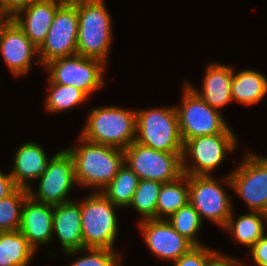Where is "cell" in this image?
Masks as SVG:
<instances>
[{
  "instance_id": "obj_1",
  "label": "cell",
  "mask_w": 267,
  "mask_h": 266,
  "mask_svg": "<svg viewBox=\"0 0 267 266\" xmlns=\"http://www.w3.org/2000/svg\"><path fill=\"white\" fill-rule=\"evenodd\" d=\"M82 145L67 149L74 161L75 180L86 187L103 190L124 164V150L88 141L79 136ZM102 188V189H101Z\"/></svg>"
},
{
  "instance_id": "obj_2",
  "label": "cell",
  "mask_w": 267,
  "mask_h": 266,
  "mask_svg": "<svg viewBox=\"0 0 267 266\" xmlns=\"http://www.w3.org/2000/svg\"><path fill=\"white\" fill-rule=\"evenodd\" d=\"M77 13V54L106 64L112 41V22L103 0H77Z\"/></svg>"
},
{
  "instance_id": "obj_3",
  "label": "cell",
  "mask_w": 267,
  "mask_h": 266,
  "mask_svg": "<svg viewBox=\"0 0 267 266\" xmlns=\"http://www.w3.org/2000/svg\"><path fill=\"white\" fill-rule=\"evenodd\" d=\"M81 133L88 141L124 150L136 139V110L112 106L95 108Z\"/></svg>"
},
{
  "instance_id": "obj_4",
  "label": "cell",
  "mask_w": 267,
  "mask_h": 266,
  "mask_svg": "<svg viewBox=\"0 0 267 266\" xmlns=\"http://www.w3.org/2000/svg\"><path fill=\"white\" fill-rule=\"evenodd\" d=\"M135 142L157 151L183 152L176 107L136 111Z\"/></svg>"
},
{
  "instance_id": "obj_5",
  "label": "cell",
  "mask_w": 267,
  "mask_h": 266,
  "mask_svg": "<svg viewBox=\"0 0 267 266\" xmlns=\"http://www.w3.org/2000/svg\"><path fill=\"white\" fill-rule=\"evenodd\" d=\"M115 207L100 191L81 201V231L85 248L113 250L118 228Z\"/></svg>"
},
{
  "instance_id": "obj_6",
  "label": "cell",
  "mask_w": 267,
  "mask_h": 266,
  "mask_svg": "<svg viewBox=\"0 0 267 266\" xmlns=\"http://www.w3.org/2000/svg\"><path fill=\"white\" fill-rule=\"evenodd\" d=\"M183 93L182 106L176 107L183 144L188 139L199 136L233 133L220 112L210 107L187 82L184 84Z\"/></svg>"
},
{
  "instance_id": "obj_7",
  "label": "cell",
  "mask_w": 267,
  "mask_h": 266,
  "mask_svg": "<svg viewBox=\"0 0 267 266\" xmlns=\"http://www.w3.org/2000/svg\"><path fill=\"white\" fill-rule=\"evenodd\" d=\"M183 152H162L137 142L124 149V163L137 174L139 180L168 183L183 175Z\"/></svg>"
},
{
  "instance_id": "obj_8",
  "label": "cell",
  "mask_w": 267,
  "mask_h": 266,
  "mask_svg": "<svg viewBox=\"0 0 267 266\" xmlns=\"http://www.w3.org/2000/svg\"><path fill=\"white\" fill-rule=\"evenodd\" d=\"M104 65L101 60L75 54L51 60L44 66L50 73V82L76 87L89 98L104 83Z\"/></svg>"
},
{
  "instance_id": "obj_9",
  "label": "cell",
  "mask_w": 267,
  "mask_h": 266,
  "mask_svg": "<svg viewBox=\"0 0 267 266\" xmlns=\"http://www.w3.org/2000/svg\"><path fill=\"white\" fill-rule=\"evenodd\" d=\"M78 23L77 0L65 1L57 9L47 36L38 48L42 65L77 54Z\"/></svg>"
},
{
  "instance_id": "obj_10",
  "label": "cell",
  "mask_w": 267,
  "mask_h": 266,
  "mask_svg": "<svg viewBox=\"0 0 267 266\" xmlns=\"http://www.w3.org/2000/svg\"><path fill=\"white\" fill-rule=\"evenodd\" d=\"M234 133L204 135L188 139L183 144L182 171L185 175H210L222 160L237 146ZM190 155V156H189ZM193 157L195 164L186 166V159Z\"/></svg>"
},
{
  "instance_id": "obj_11",
  "label": "cell",
  "mask_w": 267,
  "mask_h": 266,
  "mask_svg": "<svg viewBox=\"0 0 267 266\" xmlns=\"http://www.w3.org/2000/svg\"><path fill=\"white\" fill-rule=\"evenodd\" d=\"M37 193L30 187L28 196L36 202L56 206L72 200L67 195L75 180L74 161L67 149L57 152L48 162L47 168L38 178Z\"/></svg>"
},
{
  "instance_id": "obj_12",
  "label": "cell",
  "mask_w": 267,
  "mask_h": 266,
  "mask_svg": "<svg viewBox=\"0 0 267 266\" xmlns=\"http://www.w3.org/2000/svg\"><path fill=\"white\" fill-rule=\"evenodd\" d=\"M246 156L235 172L222 180L236 190L252 211L267 213V157L253 153Z\"/></svg>"
},
{
  "instance_id": "obj_13",
  "label": "cell",
  "mask_w": 267,
  "mask_h": 266,
  "mask_svg": "<svg viewBox=\"0 0 267 266\" xmlns=\"http://www.w3.org/2000/svg\"><path fill=\"white\" fill-rule=\"evenodd\" d=\"M211 175H188L189 203L201 221L206 217L224 227L232 214L229 197Z\"/></svg>"
},
{
  "instance_id": "obj_14",
  "label": "cell",
  "mask_w": 267,
  "mask_h": 266,
  "mask_svg": "<svg viewBox=\"0 0 267 266\" xmlns=\"http://www.w3.org/2000/svg\"><path fill=\"white\" fill-rule=\"evenodd\" d=\"M139 225L147 247L164 260L174 262L194 247L165 219H145Z\"/></svg>"
},
{
  "instance_id": "obj_15",
  "label": "cell",
  "mask_w": 267,
  "mask_h": 266,
  "mask_svg": "<svg viewBox=\"0 0 267 266\" xmlns=\"http://www.w3.org/2000/svg\"><path fill=\"white\" fill-rule=\"evenodd\" d=\"M0 52L13 75L20 76L29 71L32 57L38 49L12 20L1 36Z\"/></svg>"
},
{
  "instance_id": "obj_16",
  "label": "cell",
  "mask_w": 267,
  "mask_h": 266,
  "mask_svg": "<svg viewBox=\"0 0 267 266\" xmlns=\"http://www.w3.org/2000/svg\"><path fill=\"white\" fill-rule=\"evenodd\" d=\"M63 0H37L18 11L13 20L38 49L44 42L57 9ZM23 12L24 17L21 15Z\"/></svg>"
},
{
  "instance_id": "obj_17",
  "label": "cell",
  "mask_w": 267,
  "mask_h": 266,
  "mask_svg": "<svg viewBox=\"0 0 267 266\" xmlns=\"http://www.w3.org/2000/svg\"><path fill=\"white\" fill-rule=\"evenodd\" d=\"M54 206L28 197L22 208L19 231L36 251L37 245L50 242L53 236Z\"/></svg>"
},
{
  "instance_id": "obj_18",
  "label": "cell",
  "mask_w": 267,
  "mask_h": 266,
  "mask_svg": "<svg viewBox=\"0 0 267 266\" xmlns=\"http://www.w3.org/2000/svg\"><path fill=\"white\" fill-rule=\"evenodd\" d=\"M57 234L65 254L84 250L80 203L70 201L54 206L53 235Z\"/></svg>"
},
{
  "instance_id": "obj_19",
  "label": "cell",
  "mask_w": 267,
  "mask_h": 266,
  "mask_svg": "<svg viewBox=\"0 0 267 266\" xmlns=\"http://www.w3.org/2000/svg\"><path fill=\"white\" fill-rule=\"evenodd\" d=\"M233 68L226 65L208 64L202 83V91L197 92L187 83L210 107L219 110L232 101L231 83Z\"/></svg>"
},
{
  "instance_id": "obj_20",
  "label": "cell",
  "mask_w": 267,
  "mask_h": 266,
  "mask_svg": "<svg viewBox=\"0 0 267 266\" xmlns=\"http://www.w3.org/2000/svg\"><path fill=\"white\" fill-rule=\"evenodd\" d=\"M49 161L43 148L35 142L22 144L15 152L14 170L10 173L15 186L28 190L30 186L26 180L39 178Z\"/></svg>"
},
{
  "instance_id": "obj_21",
  "label": "cell",
  "mask_w": 267,
  "mask_h": 266,
  "mask_svg": "<svg viewBox=\"0 0 267 266\" xmlns=\"http://www.w3.org/2000/svg\"><path fill=\"white\" fill-rule=\"evenodd\" d=\"M267 94V78L255 70L246 69L234 74L231 83L232 101L256 104Z\"/></svg>"
},
{
  "instance_id": "obj_22",
  "label": "cell",
  "mask_w": 267,
  "mask_h": 266,
  "mask_svg": "<svg viewBox=\"0 0 267 266\" xmlns=\"http://www.w3.org/2000/svg\"><path fill=\"white\" fill-rule=\"evenodd\" d=\"M34 253L19 230L0 232V266H28Z\"/></svg>"
},
{
  "instance_id": "obj_23",
  "label": "cell",
  "mask_w": 267,
  "mask_h": 266,
  "mask_svg": "<svg viewBox=\"0 0 267 266\" xmlns=\"http://www.w3.org/2000/svg\"><path fill=\"white\" fill-rule=\"evenodd\" d=\"M233 219L232 211L224 228L229 230L234 238H236L242 245L244 244L251 248L258 239L265 235V228L262 220L267 221L266 213L252 211L249 214L239 216L236 221Z\"/></svg>"
},
{
  "instance_id": "obj_24",
  "label": "cell",
  "mask_w": 267,
  "mask_h": 266,
  "mask_svg": "<svg viewBox=\"0 0 267 266\" xmlns=\"http://www.w3.org/2000/svg\"><path fill=\"white\" fill-rule=\"evenodd\" d=\"M186 182L183 185L181 182ZM189 203L188 175L183 174L177 180L162 183L156 205V219H163L174 214Z\"/></svg>"
},
{
  "instance_id": "obj_25",
  "label": "cell",
  "mask_w": 267,
  "mask_h": 266,
  "mask_svg": "<svg viewBox=\"0 0 267 266\" xmlns=\"http://www.w3.org/2000/svg\"><path fill=\"white\" fill-rule=\"evenodd\" d=\"M139 183V177L124 163L112 181L100 192L117 207H129Z\"/></svg>"
},
{
  "instance_id": "obj_26",
  "label": "cell",
  "mask_w": 267,
  "mask_h": 266,
  "mask_svg": "<svg viewBox=\"0 0 267 266\" xmlns=\"http://www.w3.org/2000/svg\"><path fill=\"white\" fill-rule=\"evenodd\" d=\"M28 197L27 189L16 188L0 199V232L19 230L22 208Z\"/></svg>"
},
{
  "instance_id": "obj_27",
  "label": "cell",
  "mask_w": 267,
  "mask_h": 266,
  "mask_svg": "<svg viewBox=\"0 0 267 266\" xmlns=\"http://www.w3.org/2000/svg\"><path fill=\"white\" fill-rule=\"evenodd\" d=\"M50 91L47 95L46 109L51 113L62 112L84 102L88 97L73 86L56 84L49 81Z\"/></svg>"
},
{
  "instance_id": "obj_28",
  "label": "cell",
  "mask_w": 267,
  "mask_h": 266,
  "mask_svg": "<svg viewBox=\"0 0 267 266\" xmlns=\"http://www.w3.org/2000/svg\"><path fill=\"white\" fill-rule=\"evenodd\" d=\"M162 183L152 180H139L129 206L142 214L143 220L156 219V205Z\"/></svg>"
},
{
  "instance_id": "obj_29",
  "label": "cell",
  "mask_w": 267,
  "mask_h": 266,
  "mask_svg": "<svg viewBox=\"0 0 267 266\" xmlns=\"http://www.w3.org/2000/svg\"><path fill=\"white\" fill-rule=\"evenodd\" d=\"M169 219L167 221L181 236L189 240L194 246H201L195 236L201 228L202 221L190 203L181 207Z\"/></svg>"
},
{
  "instance_id": "obj_30",
  "label": "cell",
  "mask_w": 267,
  "mask_h": 266,
  "mask_svg": "<svg viewBox=\"0 0 267 266\" xmlns=\"http://www.w3.org/2000/svg\"><path fill=\"white\" fill-rule=\"evenodd\" d=\"M90 254L77 259L70 266H121L120 255L112 249L84 248Z\"/></svg>"
},
{
  "instance_id": "obj_31",
  "label": "cell",
  "mask_w": 267,
  "mask_h": 266,
  "mask_svg": "<svg viewBox=\"0 0 267 266\" xmlns=\"http://www.w3.org/2000/svg\"><path fill=\"white\" fill-rule=\"evenodd\" d=\"M214 252L208 247L194 246L179 259L174 261L175 266H205L207 258Z\"/></svg>"
},
{
  "instance_id": "obj_32",
  "label": "cell",
  "mask_w": 267,
  "mask_h": 266,
  "mask_svg": "<svg viewBox=\"0 0 267 266\" xmlns=\"http://www.w3.org/2000/svg\"><path fill=\"white\" fill-rule=\"evenodd\" d=\"M257 266H267V235L258 239L250 248Z\"/></svg>"
},
{
  "instance_id": "obj_33",
  "label": "cell",
  "mask_w": 267,
  "mask_h": 266,
  "mask_svg": "<svg viewBox=\"0 0 267 266\" xmlns=\"http://www.w3.org/2000/svg\"><path fill=\"white\" fill-rule=\"evenodd\" d=\"M205 266H243V264L235 260V258L226 257L217 251H214L206 260Z\"/></svg>"
},
{
  "instance_id": "obj_34",
  "label": "cell",
  "mask_w": 267,
  "mask_h": 266,
  "mask_svg": "<svg viewBox=\"0 0 267 266\" xmlns=\"http://www.w3.org/2000/svg\"><path fill=\"white\" fill-rule=\"evenodd\" d=\"M37 0H0V8L14 16L21 9Z\"/></svg>"
},
{
  "instance_id": "obj_35",
  "label": "cell",
  "mask_w": 267,
  "mask_h": 266,
  "mask_svg": "<svg viewBox=\"0 0 267 266\" xmlns=\"http://www.w3.org/2000/svg\"><path fill=\"white\" fill-rule=\"evenodd\" d=\"M16 188L10 174L7 175L0 171V199L11 194Z\"/></svg>"
},
{
  "instance_id": "obj_36",
  "label": "cell",
  "mask_w": 267,
  "mask_h": 266,
  "mask_svg": "<svg viewBox=\"0 0 267 266\" xmlns=\"http://www.w3.org/2000/svg\"><path fill=\"white\" fill-rule=\"evenodd\" d=\"M12 20H13V16L10 13L0 8V39L3 34L4 29L10 24Z\"/></svg>"
},
{
  "instance_id": "obj_37",
  "label": "cell",
  "mask_w": 267,
  "mask_h": 266,
  "mask_svg": "<svg viewBox=\"0 0 267 266\" xmlns=\"http://www.w3.org/2000/svg\"><path fill=\"white\" fill-rule=\"evenodd\" d=\"M63 1H68V2H72V1H75V0H63Z\"/></svg>"
}]
</instances>
